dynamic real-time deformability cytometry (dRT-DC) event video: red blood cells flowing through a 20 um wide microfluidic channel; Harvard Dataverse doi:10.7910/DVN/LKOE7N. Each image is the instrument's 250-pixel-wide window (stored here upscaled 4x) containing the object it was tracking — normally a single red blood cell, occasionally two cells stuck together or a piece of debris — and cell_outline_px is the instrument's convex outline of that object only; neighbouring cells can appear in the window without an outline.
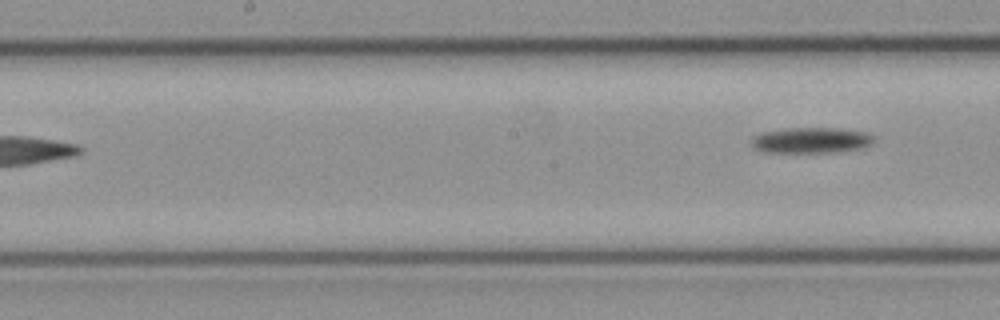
{"species": "common noctule bat (a hibernating species)", "species_latin": "Nyctalus noctula", "temperature_condition": "cold", "stored_images_in_passage": 15, "segment_of_instrument_passage": [2, 2], "camera_frame_rate_fps": 3000, "um_per_image_px": 0.085, "animal": {"sex": "female", "body_mass_g": 21.9}, "frame": {"image": 1, "passage_image": 15, "time_ms": 4.667, "image_size_px": [1000, 320], "cell_outline_px": [[876, 140], [872, 144], [864, 148], [840, 152], [764, 152], [752, 148], [752, 136], [760, 132], [784, 128], [840, 128], [868, 132], [876, 136]], "centroid_in_image_um": [69.0, 11.92], "position_along_channel_um": 179.2, "area_um2": 18.9}}